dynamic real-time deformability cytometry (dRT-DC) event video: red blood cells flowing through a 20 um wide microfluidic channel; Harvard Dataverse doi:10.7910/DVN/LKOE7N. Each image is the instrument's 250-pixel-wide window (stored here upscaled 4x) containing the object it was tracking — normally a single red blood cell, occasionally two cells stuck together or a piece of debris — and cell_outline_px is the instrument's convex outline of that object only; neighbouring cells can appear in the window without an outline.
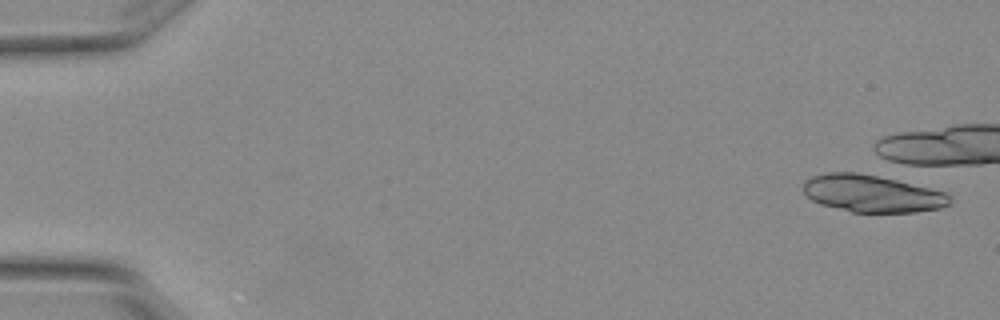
{"species": "Egyptian fruit bat (a non-hibernating species)", "species_latin": "Rousettus aegyptiacus", "temperature_condition": "warm", "stored_images_in_passage": 1, "camera_frame_rate_fps": 3000, "um_per_image_px": 0.085, "animal": {"sex": "female"}, "frame": {"image": 1, "passage_image": 1, "time_ms": 0.0, "image_size_px": [1000, 320], "cell_outline_px": [[948, 204], [940, 208], [916, 212], [852, 212], [820, 204], [812, 200], [804, 192], [804, 180], [812, 176], [828, 172], [856, 172], [888, 176], [944, 192], [948, 196]], "centroid_in_image_um": [74.1, 16.43], "position_along_channel_um": 10.9, "area_um2": 31.96}}